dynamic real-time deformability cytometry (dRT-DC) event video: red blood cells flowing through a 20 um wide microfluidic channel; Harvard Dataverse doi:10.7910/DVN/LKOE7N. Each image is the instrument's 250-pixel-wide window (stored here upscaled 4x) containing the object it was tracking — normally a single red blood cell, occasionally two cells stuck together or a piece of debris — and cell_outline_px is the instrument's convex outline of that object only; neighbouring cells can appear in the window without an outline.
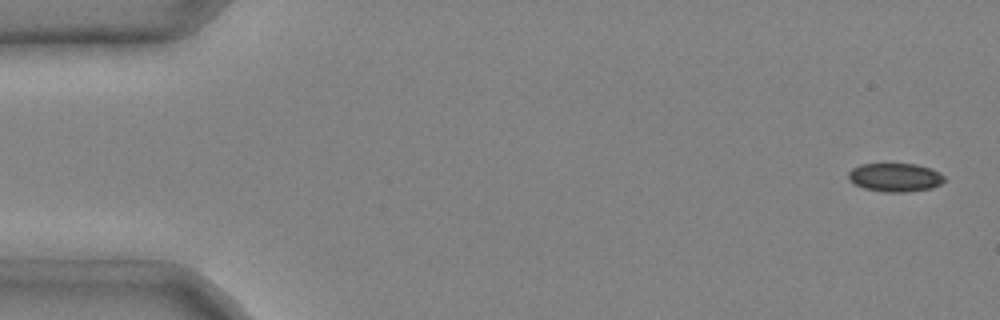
{"species": "common noctule bat (a hibernating species)", "species_latin": "Nyctalus noctula", "temperature_condition": "cold", "stored_images_in_passage": 7, "camera_frame_rate_fps": 3000, "um_per_image_px": 0.085, "animal": {"sex": "male", "body_mass_g": 20.4}, "frame": {"image": 1, "passage_image": 1, "time_ms": 0.0, "image_size_px": [1000, 320], "cell_outline_px": [[948, 180], [932, 188], [908, 192], [884, 192], [864, 188], [848, 180], [848, 172], [852, 168], [860, 164], [916, 164], [932, 168], [940, 172]], "centroid_in_image_um": [76.12, 15.07], "position_along_channel_um": 8.9, "area_um2": 16.18}}
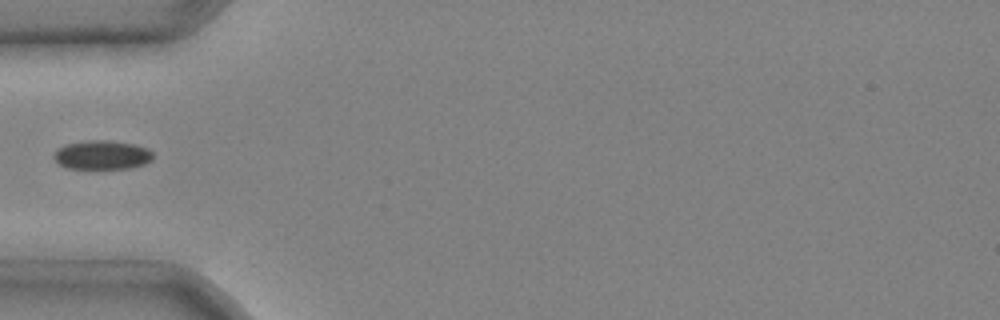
{"frame": {"image": 2, "passage_image": 5, "time_ms": 1.333, "image_size_px": [1000, 320], "cell_outline_px": [[152, 160], [144, 164], [128, 168], [64, 168], [56, 164], [52, 156], [56, 148], [64, 144], [88, 140], [112, 140], [132, 144], [148, 148], [152, 152]], "centroid_in_image_um": [8.6, 13.16], "position_along_channel_um": 76.4, "area_um2": 16.99}}
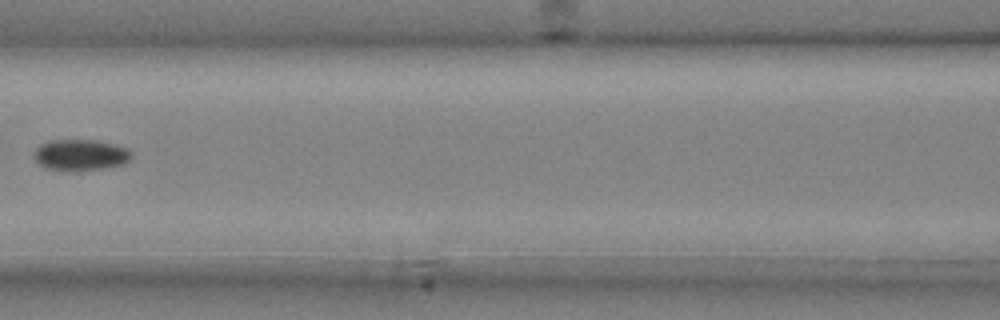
{"frame": {"image": 3, "passage_image": 7, "time_ms": 2.0, "image_size_px": [1000, 320], "cell_outline_px": [[132, 156], [124, 164], [104, 168], [76, 172], [44, 168], [36, 160], [32, 152], [40, 144], [48, 140], [92, 140], [112, 144], [128, 148], [132, 152]], "centroid_in_image_um": [6.81, 13.18], "position_along_channel_um": 159.8, "area_um2": 17.92}}